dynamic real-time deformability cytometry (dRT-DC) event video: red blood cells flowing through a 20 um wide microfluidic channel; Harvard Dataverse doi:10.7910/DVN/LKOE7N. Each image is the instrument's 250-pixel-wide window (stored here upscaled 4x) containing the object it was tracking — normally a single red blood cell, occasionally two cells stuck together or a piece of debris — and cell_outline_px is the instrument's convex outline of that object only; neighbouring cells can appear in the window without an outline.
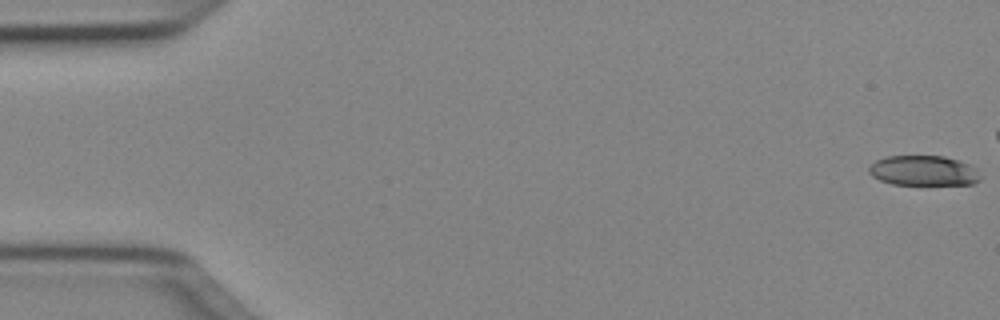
{"species": "Egyptian fruit bat (a non-hibernating species)", "species_latin": "Rousettus aegyptiacus", "temperature_condition": "cold", "stored_images_in_passage": 43, "camera_frame_rate_fps": 3000, "um_per_image_px": 0.085, "animal": {"sex": "female"}, "frame": {"image": 1, "passage_image": 1, "time_ms": 0.0, "image_size_px": [1000, 320], "cell_outline_px": [[980, 180], [972, 184], [892, 184], [880, 180], [872, 176], [868, 172], [868, 168], [876, 160], [884, 156], [944, 156], [968, 164], [976, 168], [980, 176]], "centroid_in_image_um": [78.47, 14.5], "position_along_channel_um": 6.5, "area_um2": 19.42}}
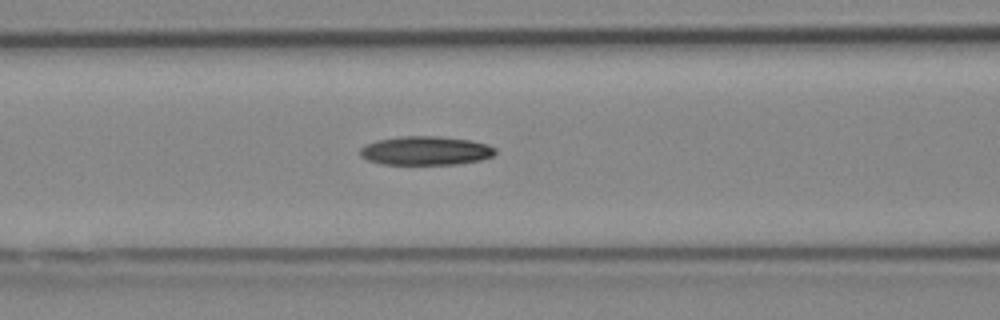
{"frame": {"image": 2, "passage_image": 21, "time_ms": 6.667, "image_size_px": [1000, 320], "cell_outline_px": [[496, 152], [492, 156], [480, 160], [460, 164], [380, 164], [368, 160], [360, 156], [360, 148], [364, 144], [376, 140], [400, 136], [440, 136], [472, 140], [488, 144], [496, 148]], "centroid_in_image_um": [36.18, 12.8], "position_along_channel_um": 130.4, "area_um2": 23.0}}
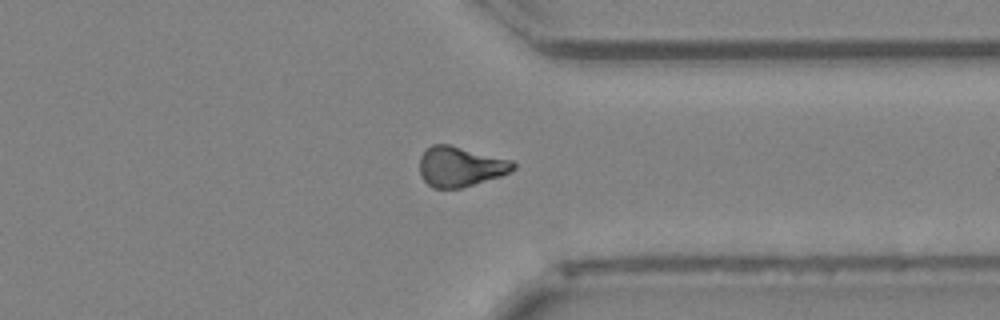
{"frame": {"image": 3, "passage_image": 39, "time_ms": 12.667, "image_size_px": [1000, 320], "cell_outline_px": [[516, 168], [512, 172], [500, 176], [460, 188], [432, 188], [424, 180], [420, 172], [420, 156], [432, 144], [452, 144], [512, 160], [516, 164]], "centroid_in_image_um": [39.15, 14.14], "position_along_channel_um": 372.2, "area_um2": 21.96}}